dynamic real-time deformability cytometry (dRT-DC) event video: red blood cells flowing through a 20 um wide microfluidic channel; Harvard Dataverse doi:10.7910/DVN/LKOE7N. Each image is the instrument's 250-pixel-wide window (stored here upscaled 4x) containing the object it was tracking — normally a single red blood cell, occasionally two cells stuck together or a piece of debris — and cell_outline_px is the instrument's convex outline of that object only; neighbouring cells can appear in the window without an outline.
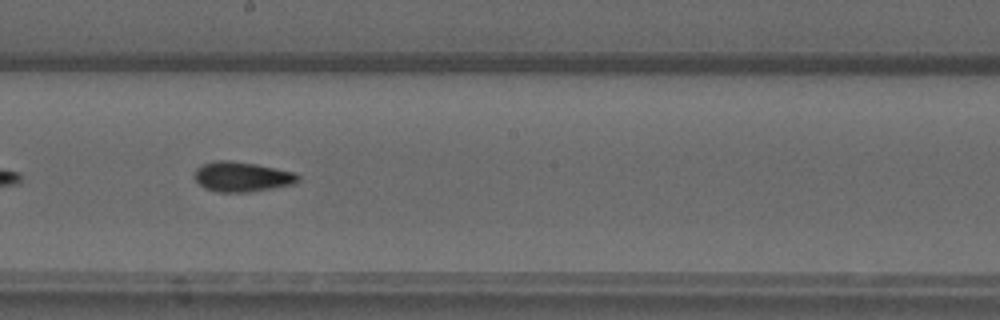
{"species": "common noctule bat (a hibernating species)", "species_latin": "Nyctalus noctula", "temperature_condition": "warm", "stored_images_in_passage": 33, "camera_frame_rate_fps": 3000, "um_per_image_px": 0.085, "animal": {"sex": "male", "forearm_length_mm": 52.5}, "frame": {"image": 1, "passage_image": 15, "time_ms": 4.667, "image_size_px": [1000, 320], "cell_outline_px": [[300, 180], [292, 184], [248, 192], [216, 192], [204, 188], [196, 180], [196, 168], [212, 160], [232, 160], [256, 164], [296, 172], [300, 176]], "centroid_in_image_um": [20.58, 15.01], "position_along_channel_um": 227.6, "area_um2": 18.03}}
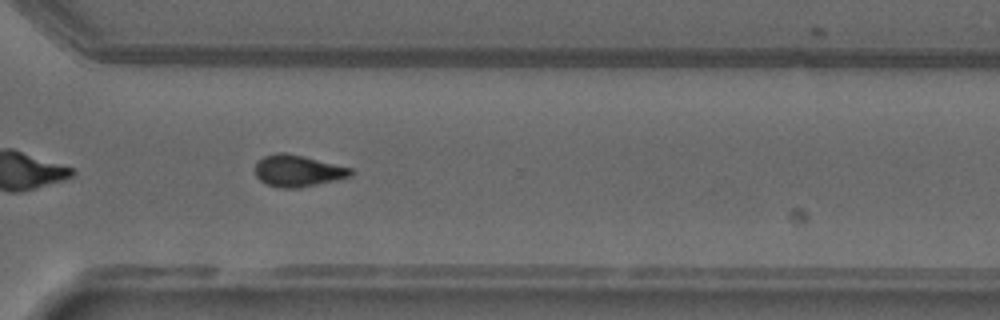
{"frame": {"image": 2, "passage_image": 24, "time_ms": 7.667, "image_size_px": [1000, 320], "cell_outline_px": [[352, 176], [336, 180], [296, 188], [280, 188], [268, 184], [260, 180], [256, 176], [256, 160], [264, 156], [276, 152], [284, 152], [304, 156], [352, 168]], "centroid_in_image_um": [25.3, 14.51], "position_along_channel_um": 345.3, "area_um2": 17.57}}